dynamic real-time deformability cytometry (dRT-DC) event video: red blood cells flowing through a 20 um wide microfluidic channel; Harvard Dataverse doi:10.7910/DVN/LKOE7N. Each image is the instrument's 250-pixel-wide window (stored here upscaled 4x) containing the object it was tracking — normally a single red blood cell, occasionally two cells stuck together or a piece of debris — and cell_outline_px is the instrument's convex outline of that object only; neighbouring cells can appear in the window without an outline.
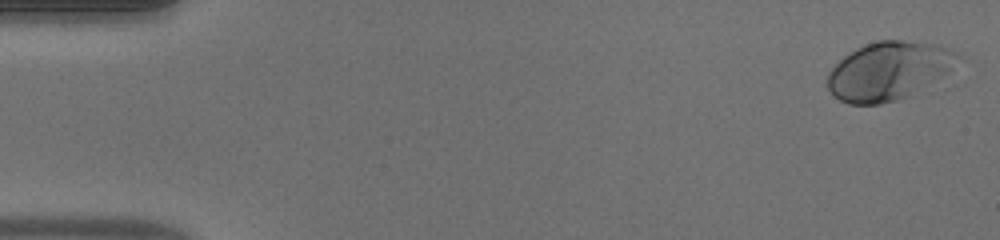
{"species": "human", "species_latin": "Homo sapiens", "temperature_condition": "warm", "stored_images_in_passage": 50, "camera_frame_rate_fps": 3000, "um_per_image_px": 0.085, "donor": {"sex": "male"}, "frame": {"image": 1, "passage_image": 1, "time_ms": 0.0, "image_size_px": [1000, 240], "cell_outline_px": [[960, 56], [948, 72], [908, 96], [900, 100], [880, 104], [848, 104], [840, 100], [828, 88], [828, 72], [844, 56], [856, 48], [876, 40], [900, 40], [936, 44], [956, 52]], "centroid_in_image_um": [75.51, 6.02], "position_along_channel_um": 9.5, "area_um2": 43.7}}
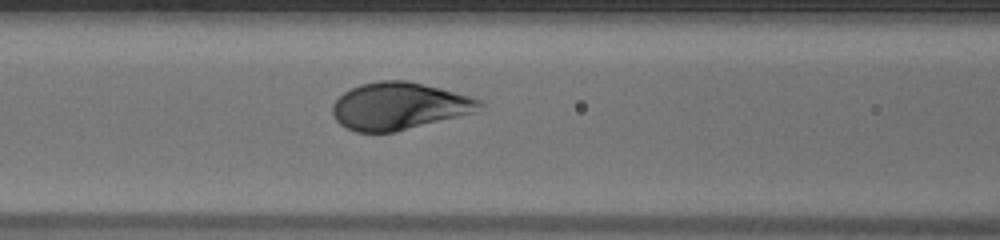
{"frame": {"image": 2, "passage_image": 21, "time_ms": 6.667, "image_size_px": [1000, 240], "cell_outline_px": [[484, 104], [476, 112], [396, 132], [356, 132], [340, 124], [336, 120], [332, 112], [332, 104], [344, 92], [360, 84], [380, 80], [404, 80], [440, 88], [468, 96], [480, 100]], "centroid_in_image_um": [33.91, 9.02], "position_along_channel_um": 132.7, "area_um2": 40.29}}
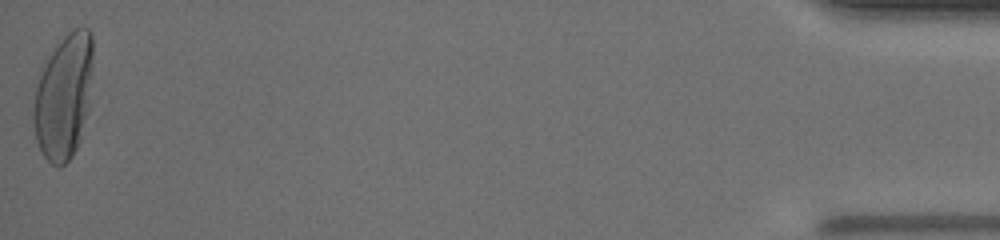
{"frame": {"image": 3, "passage_image": 50, "time_ms": 16.333, "image_size_px": [1000, 240], "cell_outline_px": [[92, 76], [88, 108], [80, 140], [72, 156], [64, 164], [52, 164], [44, 156], [36, 140], [32, 120], [32, 108], [36, 84], [40, 68], [56, 44], [68, 32], [76, 28], [88, 28], [92, 32]], "centroid_in_image_um": [5.39, 8.16], "position_along_channel_um": 429.8, "area_um2": 43.64}, "authors_computed_cell_mechanics": {"area_um2": 41.1536, "velocity_mm_per_s": 4.0752, "shape_relaxation_time_tau1_ms": 3.3114, "shape_relaxation_time_tau2_ms": null, "deformation_change_tau1": 0.2226, "deformation_change_tau2": null}}